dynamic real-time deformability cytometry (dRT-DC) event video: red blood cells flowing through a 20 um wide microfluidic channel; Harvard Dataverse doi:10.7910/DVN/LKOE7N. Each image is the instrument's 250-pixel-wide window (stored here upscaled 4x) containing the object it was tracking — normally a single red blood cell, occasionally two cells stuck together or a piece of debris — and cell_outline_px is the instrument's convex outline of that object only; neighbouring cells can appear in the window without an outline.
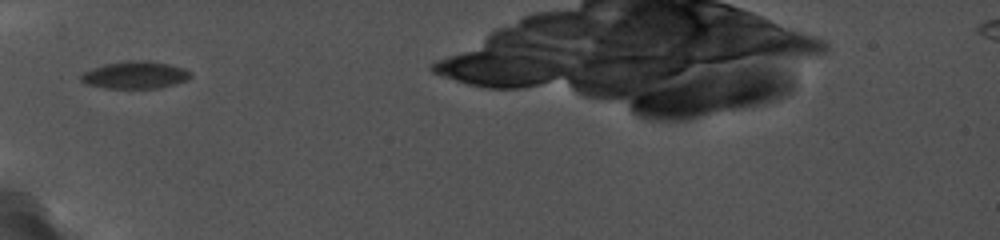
{"species": "common noctule bat (a hibernating species)", "species_latin": "Nyctalus noctula", "temperature_condition": "cold", "stored_images_in_passage": 5, "camera_frame_rate_fps": 5000, "um_per_image_px": 0.085, "animal": {"sex": "female", "body_mass_g": 19.0, "forearm_length_mm": 56.7}, "frame": {"image": 1, "passage_image": 1, "time_ms": 0.0, "image_size_px": [1000, 240], "cell_outline_px": [[192, 76], [188, 80], [160, 88], [108, 88], [88, 84], [80, 80], [80, 76], [84, 72], [92, 68], [104, 64], [128, 60], [144, 60], [168, 64], [184, 68], [192, 72]], "centroid_in_image_um": [11.52, 6.37], "position_along_channel_um": 73.5, "area_um2": 17.46}}
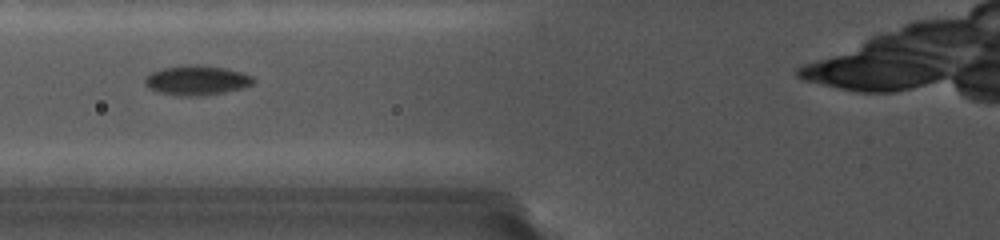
{"frame": {"image": 2, "passage_image": 2, "time_ms": 1.0, "image_size_px": [1000, 240], "cell_outline_px": [[252, 84], [240, 88], [220, 92], [164, 92], [152, 88], [144, 80], [144, 76], [152, 72], [164, 68], [188, 64], [200, 64], [224, 68], [240, 72], [252, 76]], "centroid_in_image_um": [16.74, 6.72], "position_along_channel_um": 109.1, "area_um2": 17.05}}